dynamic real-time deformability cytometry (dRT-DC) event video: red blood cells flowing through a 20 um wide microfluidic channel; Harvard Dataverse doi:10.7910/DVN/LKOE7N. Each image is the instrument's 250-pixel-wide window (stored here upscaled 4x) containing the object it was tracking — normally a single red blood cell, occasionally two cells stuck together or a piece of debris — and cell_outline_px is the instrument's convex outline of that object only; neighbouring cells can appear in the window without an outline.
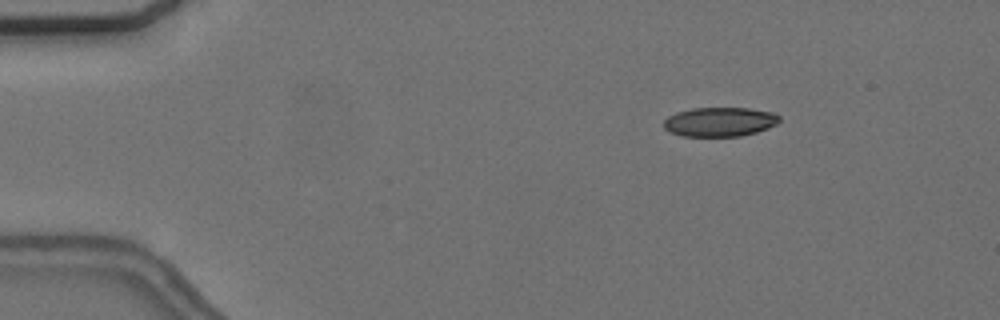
{"species": "common noctule bat (a hibernating species)", "species_latin": "Nyctalus noctula", "temperature_condition": "cold", "stored_images_in_passage": 6, "camera_frame_rate_fps": 3000, "um_per_image_px": 0.085, "animal": {"sex": "female", "body_mass_g": 24.6, "forearm_length_mm": 56.2}, "frame": {"image": 1, "passage_image": 2, "time_ms": 1.667, "image_size_px": [1000, 320], "cell_outline_px": [[780, 120], [776, 124], [768, 128], [756, 132], [740, 136], [684, 136], [668, 132], [664, 128], [664, 120], [668, 116], [676, 112], [692, 108], [748, 108], [772, 112], [780, 116]], "centroid_in_image_um": [61.16, 10.35], "position_along_channel_um": 23.8, "area_um2": 19.77}}
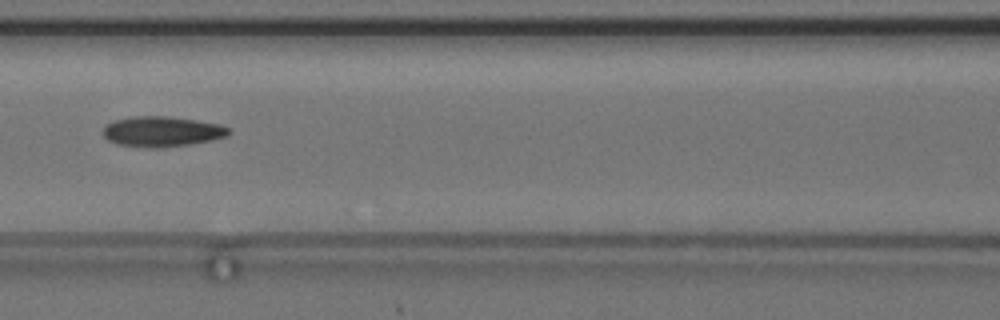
{"frame": {"image": 2, "passage_image": 6, "time_ms": 7.333, "image_size_px": [1000, 320], "cell_outline_px": [[232, 132], [228, 136], [212, 140], [188, 144], [156, 148], [152, 148], [116, 144], [108, 140], [104, 136], [104, 128], [108, 124], [116, 120], [132, 116], [168, 116], [196, 120], [220, 124], [228, 128]], "centroid_in_image_um": [13.79, 11.18], "position_along_channel_um": 152.8, "area_um2": 22.08}}